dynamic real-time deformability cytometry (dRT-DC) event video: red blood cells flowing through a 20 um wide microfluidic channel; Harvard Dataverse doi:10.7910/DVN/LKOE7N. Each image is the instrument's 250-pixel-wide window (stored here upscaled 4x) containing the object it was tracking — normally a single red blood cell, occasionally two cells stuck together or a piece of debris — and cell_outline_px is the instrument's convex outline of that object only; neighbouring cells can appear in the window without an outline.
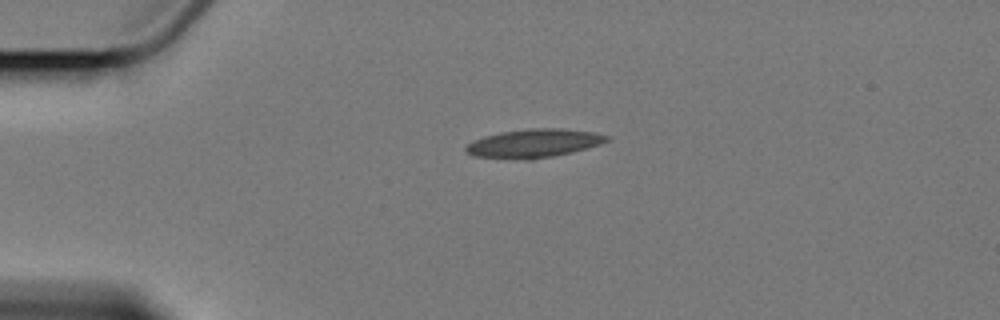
{"species": "Egyptian fruit bat (a non-hibernating species)", "species_latin": "Rousettus aegyptiacus", "temperature_condition": "cold", "stored_images_in_passage": 2, "camera_frame_rate_fps": 3000, "um_per_image_px": 0.085, "animal": {"sex": "female"}, "frame": {"image": 1, "passage_image": 1, "time_ms": 0.0, "image_size_px": [1000, 320], "cell_outline_px": [[612, 136], [608, 140], [600, 144], [572, 152], [532, 160], [524, 160], [472, 156], [464, 148], [468, 144], [484, 136], [504, 132], [532, 128], [556, 128], [592, 132]], "centroid_in_image_um": [45.39, 12.19], "position_along_channel_um": 39.6, "area_um2": 23.18}}